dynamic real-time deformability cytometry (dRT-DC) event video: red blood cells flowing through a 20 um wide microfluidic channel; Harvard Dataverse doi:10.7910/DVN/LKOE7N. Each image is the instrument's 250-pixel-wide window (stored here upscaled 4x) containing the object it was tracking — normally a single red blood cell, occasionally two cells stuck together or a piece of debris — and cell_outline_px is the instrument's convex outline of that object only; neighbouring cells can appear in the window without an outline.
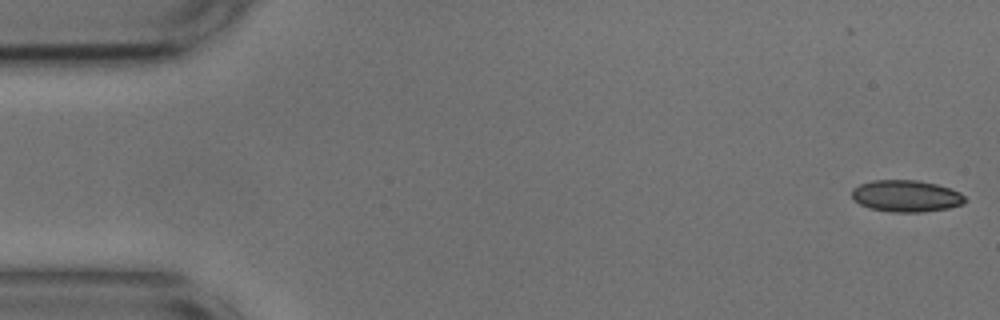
{"species": "common noctule bat (a hibernating species)", "species_latin": "Nyctalus noctula", "temperature_condition": "cold", "stored_images_in_passage": 49, "camera_frame_rate_fps": 3000, "um_per_image_px": 0.085, "animal": {"sex": "male", "body_mass_g": 17.9, "forearm_length_mm": 54.2}, "frame": {"image": 1, "passage_image": 1, "time_ms": 0.0, "image_size_px": [1000, 320], "cell_outline_px": [[968, 200], [964, 204], [948, 208], [924, 212], [892, 212], [868, 208], [852, 200], [852, 188], [860, 184], [872, 180], [916, 180], [936, 184], [960, 192]], "centroid_in_image_um": [77.01, 16.67], "position_along_channel_um": 8.0, "area_um2": 21.1}}
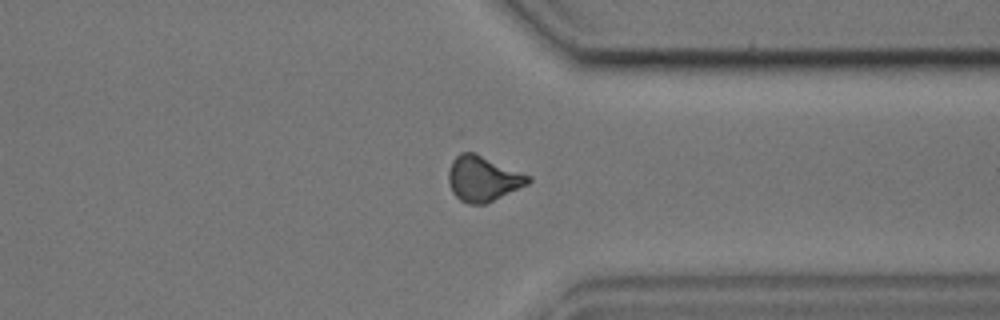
{"frame": {"image": 2, "passage_image": 41, "time_ms": 13.333, "image_size_px": [1000, 320], "cell_outline_px": [[532, 180], [528, 184], [484, 204], [468, 204], [460, 200], [452, 192], [448, 180], [448, 172], [452, 160], [460, 152], [476, 152], [532, 176]], "centroid_in_image_um": [41.05, 15.16], "position_along_channel_um": 370.3, "area_um2": 21.15}}
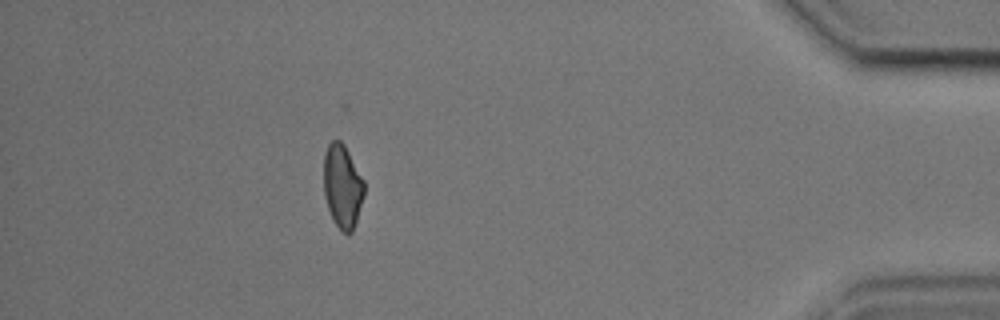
{"frame": {"image": 3, "passage_image": 48, "time_ms": 15.667, "image_size_px": [1000, 320], "cell_outline_px": [[364, 196], [352, 232], [348, 236], [332, 220], [324, 196], [324, 152], [328, 144], [332, 140], [340, 140], [344, 144], [364, 180]], "centroid_in_image_um": [29.1, 15.82], "position_along_channel_um": 406.1, "area_um2": 19.71}}